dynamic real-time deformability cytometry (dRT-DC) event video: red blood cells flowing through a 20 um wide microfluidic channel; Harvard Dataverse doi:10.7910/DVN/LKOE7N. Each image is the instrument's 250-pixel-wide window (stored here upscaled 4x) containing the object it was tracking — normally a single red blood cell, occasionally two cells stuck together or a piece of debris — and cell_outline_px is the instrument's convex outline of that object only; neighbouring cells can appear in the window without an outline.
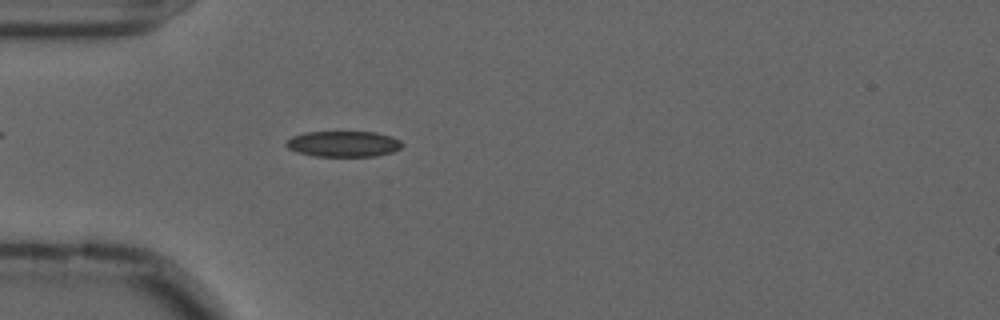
{"species": "common noctule bat (a hibernating species)", "species_latin": "Nyctalus noctula", "temperature_condition": "cold", "stored_images_in_passage": 56, "camera_frame_rate_fps": 3000, "um_per_image_px": 0.085, "animal": {"sex": "male", "forearm_length_mm": 52.5}, "frame": {"image": 1, "passage_image": 16, "time_ms": 5.0, "image_size_px": [1000, 320], "cell_outline_px": [[404, 144], [400, 148], [392, 152], [376, 156], [316, 156], [296, 152], [288, 148], [284, 144], [292, 136], [304, 132], [376, 132], [392, 136], [400, 140]], "centroid_in_image_um": [29.2, 12.23], "position_along_channel_um": 55.8, "area_um2": 17.51}}
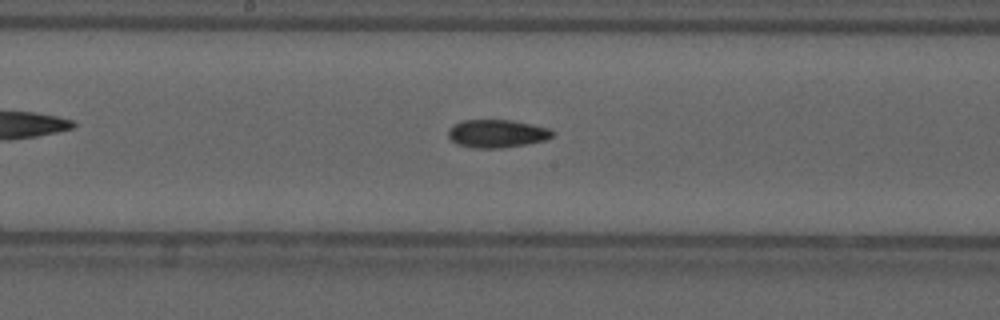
{"frame": {"image": 2, "passage_image": 29, "time_ms": 9.333, "image_size_px": [1000, 320], "cell_outline_px": [[556, 132], [552, 136], [544, 140], [528, 144], [504, 148], [472, 148], [456, 144], [448, 136], [448, 128], [452, 124], [460, 120], [512, 120], [532, 124], [548, 128]], "centroid_in_image_um": [42.21, 11.35], "position_along_channel_um": 206.0, "area_um2": 17.28}}
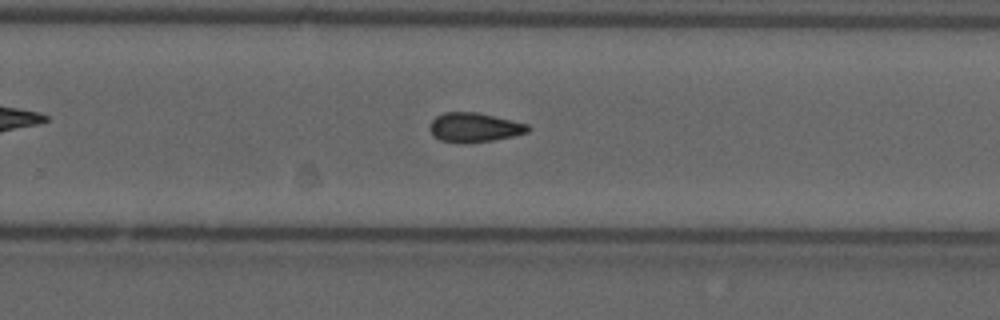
{"frame": {"image": 3, "passage_image": 36, "time_ms": 11.667, "image_size_px": [1000, 320], "cell_outline_px": [[532, 128], [528, 132], [512, 136], [492, 140], [440, 140], [432, 136], [428, 128], [432, 120], [436, 116], [444, 112], [476, 112], [528, 124]], "centroid_in_image_um": [40.31, 10.78], "position_along_channel_um": 289.5, "area_um2": 16.13}, "authors_computed_cell_mechanics": {"area_um2": 16.7042, "velocity_mm_per_s": 3.5986, "shape_relaxation_time_tau1_ms": null, "shape_relaxation_time_tau2_ms": 6.3039, "deformation_change_tau1": null, "deformation_change_tau2": 0.1318}}